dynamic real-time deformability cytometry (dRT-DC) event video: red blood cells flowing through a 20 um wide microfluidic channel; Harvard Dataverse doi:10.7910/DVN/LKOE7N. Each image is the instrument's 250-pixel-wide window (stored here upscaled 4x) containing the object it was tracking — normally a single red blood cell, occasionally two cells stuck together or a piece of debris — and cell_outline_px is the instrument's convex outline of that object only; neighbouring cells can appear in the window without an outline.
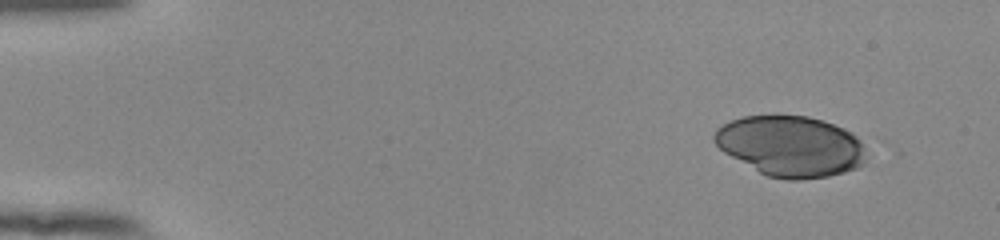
{"species": "human", "species_latin": "Homo sapiens", "temperature_condition": "room temperature", "stored_images_in_passage": 49, "camera_frame_rate_fps": 3000, "um_per_image_px": 0.085, "donor": {"sex": "female"}, "frame": {"image": 1, "passage_image": 1, "time_ms": 0.0, "image_size_px": [1000, 240], "cell_outline_px": [[864, 164], [856, 168], [844, 172], [828, 176], [800, 180], [784, 180], [768, 176], [760, 172], [724, 152], [712, 140], [712, 136], [716, 128], [732, 120], [744, 116], [808, 116], [844, 128], [852, 132], [860, 140], [864, 148]], "centroid_in_image_um": [67.2, 12.43], "position_along_channel_um": 17.8, "area_um2": 53.41}}